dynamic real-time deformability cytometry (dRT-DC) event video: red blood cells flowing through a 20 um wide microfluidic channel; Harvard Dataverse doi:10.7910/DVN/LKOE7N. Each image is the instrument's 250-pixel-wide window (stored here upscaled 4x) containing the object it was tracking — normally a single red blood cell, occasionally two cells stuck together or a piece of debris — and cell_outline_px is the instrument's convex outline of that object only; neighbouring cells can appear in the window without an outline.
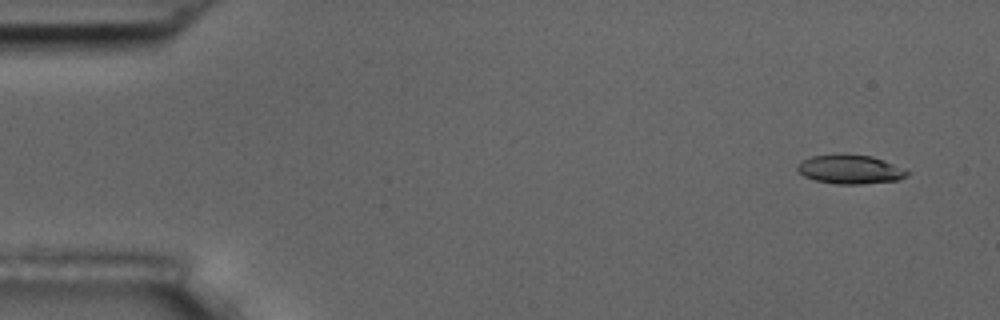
{"species": "common noctule bat (a hibernating species)", "species_latin": "Nyctalus noctula", "temperature_condition": "room temperature", "stored_images_in_passage": 4, "camera_frame_rate_fps": 3000, "um_per_image_px": 0.085, "animal": {"sex": "male", "body_mass_g": 17.5, "forearm_length_mm": 52.3}, "frame": {"image": 1, "passage_image": 1, "time_ms": 0.0, "image_size_px": [1000, 320], "cell_outline_px": [[908, 176], [900, 180], [860, 184], [836, 184], [816, 180], [804, 176], [796, 168], [804, 160], [812, 156], [872, 156], [904, 168], [908, 172]], "centroid_in_image_um": [72.32, 14.43], "position_along_channel_um": 12.7, "area_um2": 17.86}}
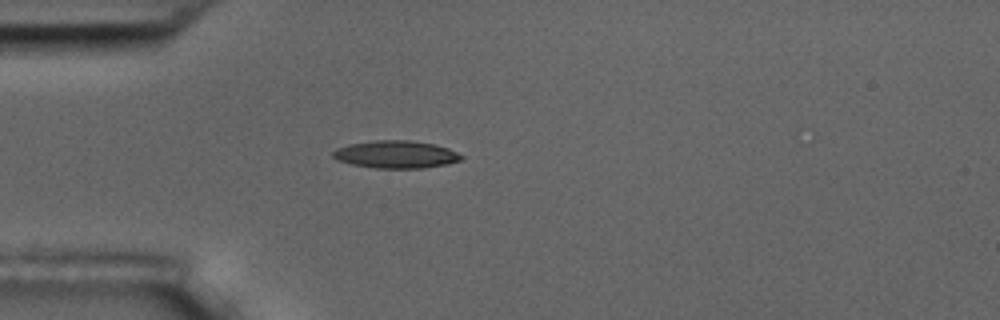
{"frame": {"image": 2, "passage_image": 4, "time_ms": 4.0, "image_size_px": [1000, 320], "cell_outline_px": [[464, 156], [460, 160], [444, 164], [420, 168], [376, 168], [352, 164], [336, 160], [332, 156], [332, 152], [336, 148], [348, 144], [376, 140], [408, 140], [432, 144], [448, 148]], "centroid_in_image_um": [33.6, 13.12], "position_along_channel_um": 51.4, "area_um2": 20.4}}